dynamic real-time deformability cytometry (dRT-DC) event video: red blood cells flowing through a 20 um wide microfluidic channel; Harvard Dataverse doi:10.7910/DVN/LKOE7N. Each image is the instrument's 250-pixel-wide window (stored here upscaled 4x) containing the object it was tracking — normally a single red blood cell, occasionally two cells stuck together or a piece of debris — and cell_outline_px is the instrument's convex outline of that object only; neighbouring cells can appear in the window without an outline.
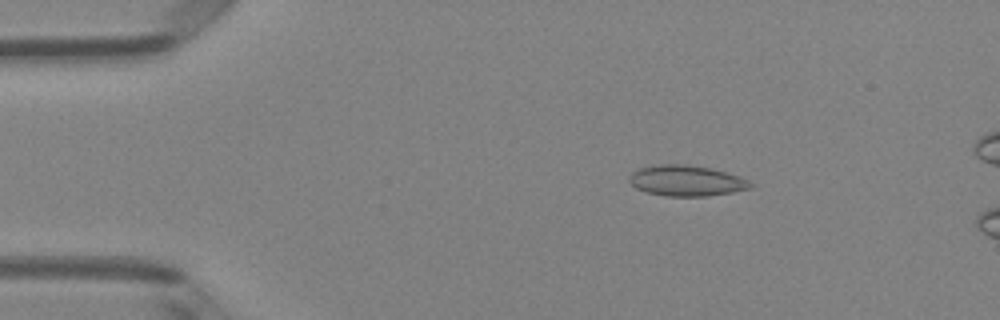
{"species": "Egyptian fruit bat (a non-hibernating species)", "species_latin": "Rousettus aegyptiacus", "temperature_condition": "room temperature", "stored_images_in_passage": 6, "camera_frame_rate_fps": 3000, "um_per_image_px": 0.085, "animal": {"sex": "female"}, "frame": {"image": 1, "passage_image": 1, "time_ms": 0.0, "image_size_px": [1000, 320], "cell_outline_px": [[752, 188], [732, 192], [708, 196], [668, 196], [648, 192], [636, 188], [628, 180], [628, 176], [632, 172], [640, 168], [660, 164], [688, 164], [708, 168], [740, 176], [748, 180], [752, 184]], "centroid_in_image_um": [58.34, 15.36], "position_along_channel_um": 26.7, "area_um2": 21.56}}